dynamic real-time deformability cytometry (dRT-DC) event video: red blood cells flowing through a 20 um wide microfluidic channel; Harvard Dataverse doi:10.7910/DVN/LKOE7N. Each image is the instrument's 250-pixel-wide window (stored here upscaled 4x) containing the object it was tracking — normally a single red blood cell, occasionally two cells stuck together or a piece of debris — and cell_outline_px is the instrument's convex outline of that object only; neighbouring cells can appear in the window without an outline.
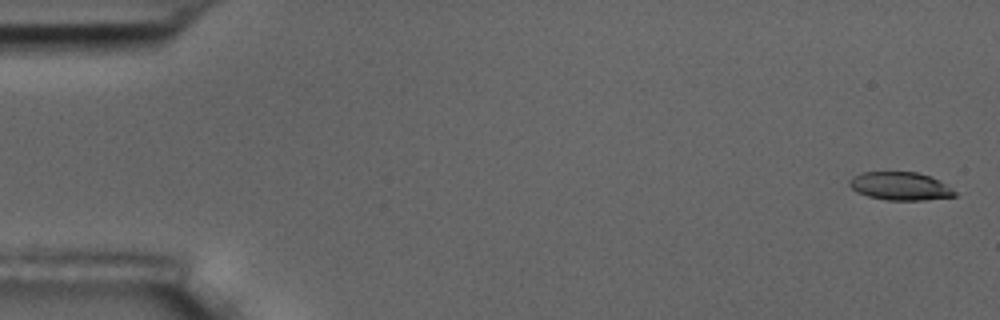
{"species": "common noctule bat (a hibernating species)", "species_latin": "Nyctalus noctula", "temperature_condition": "room temperature", "stored_images_in_passage": 5, "camera_frame_rate_fps": 3000, "um_per_image_px": 0.085, "animal": {"sex": "male", "body_mass_g": 17.5, "forearm_length_mm": 52.3}, "frame": {"image": 1, "passage_image": 1, "time_ms": 0.0, "image_size_px": [1000, 320], "cell_outline_px": [[956, 196], [924, 200], [888, 200], [868, 196], [856, 192], [848, 184], [848, 180], [852, 176], [860, 172], [916, 172], [940, 180], [952, 188], [956, 192]], "centroid_in_image_um": [76.49, 15.82], "position_along_channel_um": 8.5, "area_um2": 17.34}}
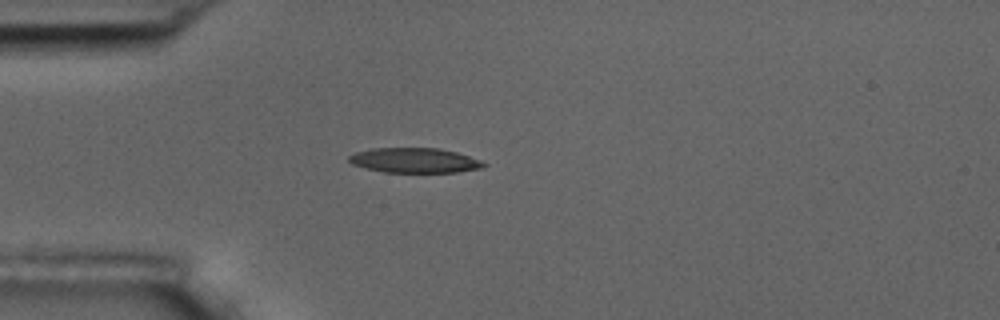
{"frame": {"image": 2, "passage_image": 5, "time_ms": 4.667, "image_size_px": [1000, 320], "cell_outline_px": [[488, 164], [484, 168], [456, 172], [384, 172], [364, 168], [352, 164], [348, 160], [348, 156], [356, 152], [372, 148], [440, 148], [456, 152], [480, 160]], "centroid_in_image_um": [35.24, 13.63], "position_along_channel_um": 49.8, "area_um2": 19.59}}